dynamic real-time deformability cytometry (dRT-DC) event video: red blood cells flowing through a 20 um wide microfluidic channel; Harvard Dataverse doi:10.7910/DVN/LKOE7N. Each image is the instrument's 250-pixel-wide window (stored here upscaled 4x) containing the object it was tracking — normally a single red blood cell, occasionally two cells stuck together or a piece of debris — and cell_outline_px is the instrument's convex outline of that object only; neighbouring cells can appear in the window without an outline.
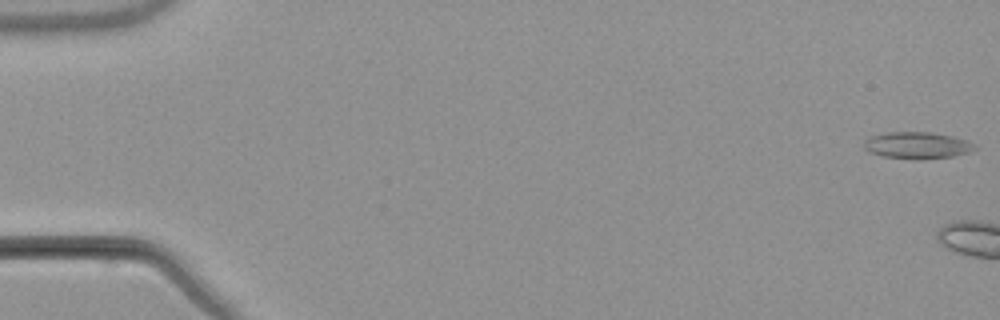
{"species": "common noctule bat (a hibernating species)", "species_latin": "Nyctalus noctula", "temperature_condition": "warm", "stored_images_in_passage": 10, "camera_frame_rate_fps": 3000, "um_per_image_px": 0.085, "animal": {"sex": "male", "body_mass_g": 21.5, "forearm_length_mm": 52.0}, "frame": {"image": 1, "passage_image": 1, "time_ms": 0.0, "image_size_px": [1000, 320], "cell_outline_px": [[976, 148], [968, 152], [952, 156], [884, 156], [868, 152], [864, 148], [864, 140], [868, 136], [888, 132], [932, 132], [952, 136], [968, 140], [976, 144]], "centroid_in_image_um": [77.93, 12.28], "position_along_channel_um": 7.1, "area_um2": 16.42}}